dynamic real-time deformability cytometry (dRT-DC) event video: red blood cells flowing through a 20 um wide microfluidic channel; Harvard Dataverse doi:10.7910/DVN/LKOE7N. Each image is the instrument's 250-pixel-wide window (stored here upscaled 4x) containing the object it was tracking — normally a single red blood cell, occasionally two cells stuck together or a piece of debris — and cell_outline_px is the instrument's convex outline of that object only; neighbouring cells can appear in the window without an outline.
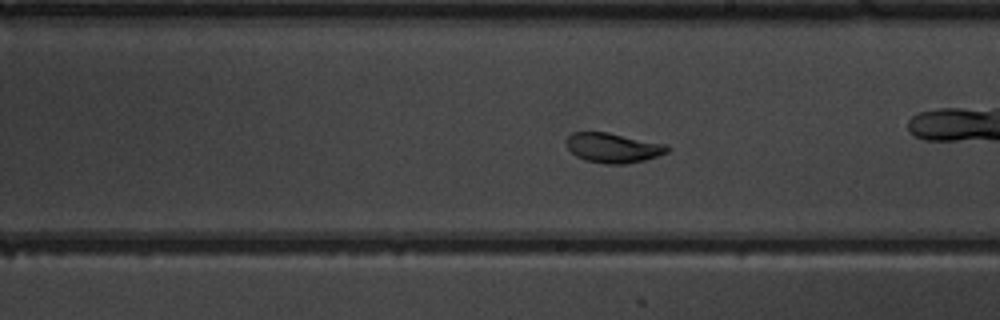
{"species": "common noctule bat (a hibernating species)", "species_latin": "Nyctalus noctula", "temperature_condition": "warm", "stored_images_in_passage": 54, "segment_of_instrument_passage": [1, 2], "camera_frame_rate_fps": 3000, "um_per_image_px": 0.085, "animal": {"sex": "male", "body_mass_g": 19.5, "forearm_length_mm": 54.6}, "frame": {"image": 1, "passage_image": 31, "time_ms": 10.0, "image_size_px": [1000, 320], "cell_outline_px": [[672, 148], [668, 152], [644, 160], [624, 164], [604, 164], [584, 160], [576, 156], [564, 144], [564, 140], [572, 132], [608, 132], [668, 144]], "centroid_in_image_um": [52.11, 12.55], "position_along_channel_um": 236.9, "area_um2": 17.8}}
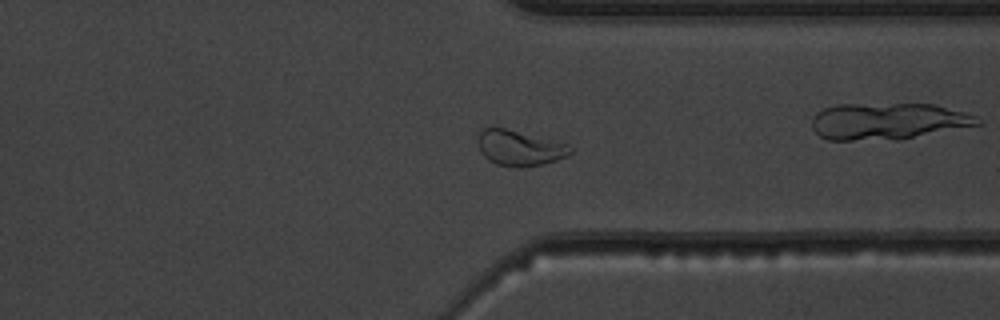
{"frame": {"image": 2, "passage_image": 41, "time_ms": 13.333, "image_size_px": [1000, 320], "cell_outline_px": [[572, 152], [568, 156], [556, 160], [540, 164], [520, 168], [516, 168], [496, 164], [488, 160], [480, 152], [480, 132], [484, 128], [504, 128], [568, 144], [572, 148]], "centroid_in_image_um": [44.18, 12.6], "position_along_channel_um": 367.2, "area_um2": 18.73}}
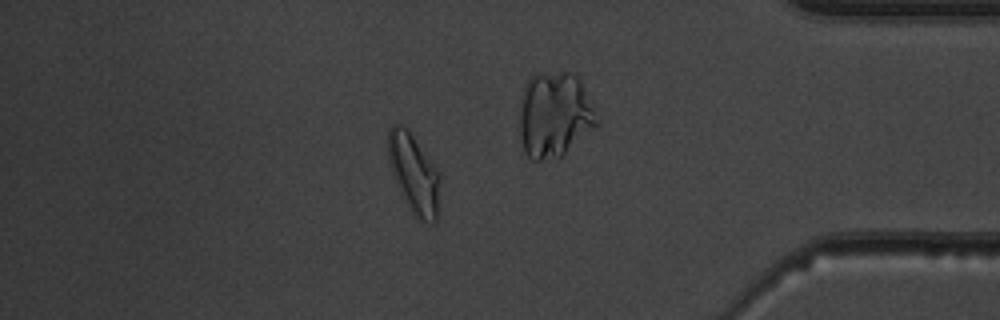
{"frame": {"image": 3, "passage_image": 46, "time_ms": 15.0, "image_size_px": [1000, 320], "cell_outline_px": [[440, 180], [436, 220], [432, 224], [428, 224], [416, 220], [408, 208], [404, 200], [392, 172], [388, 160], [388, 128], [392, 124], [400, 124], [408, 128], [440, 176]], "centroid_in_image_um": [35.16, 14.79], "position_along_channel_um": 400.0, "area_um2": 23.87}}